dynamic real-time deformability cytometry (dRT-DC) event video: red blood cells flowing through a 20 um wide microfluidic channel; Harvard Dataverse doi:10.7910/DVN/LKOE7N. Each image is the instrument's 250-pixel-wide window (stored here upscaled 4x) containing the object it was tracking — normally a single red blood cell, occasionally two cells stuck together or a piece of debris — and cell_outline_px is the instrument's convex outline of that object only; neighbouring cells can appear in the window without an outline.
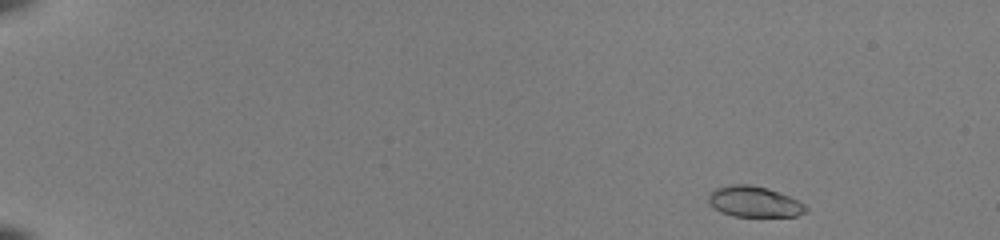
{"species": "common noctule bat (a hibernating species)", "species_latin": "Nyctalus noctula", "temperature_condition": "room temperature", "stored_images_in_passage": 47, "camera_frame_rate_fps": 3000, "um_per_image_px": 0.085, "animal": {"sex": "female", "body_mass_g": 22.0, "forearm_length_mm": 56.7}, "frame": {"image": 1, "passage_image": 1, "time_ms": 0.0, "image_size_px": [1000, 240], "cell_outline_px": [[808, 212], [796, 216], [732, 216], [720, 212], [708, 204], [708, 196], [716, 188], [732, 184], [752, 184], [768, 188], [788, 196], [804, 204], [808, 208]], "centroid_in_image_um": [64.1, 17.15], "position_along_channel_um": 20.9, "area_um2": 17.51}}
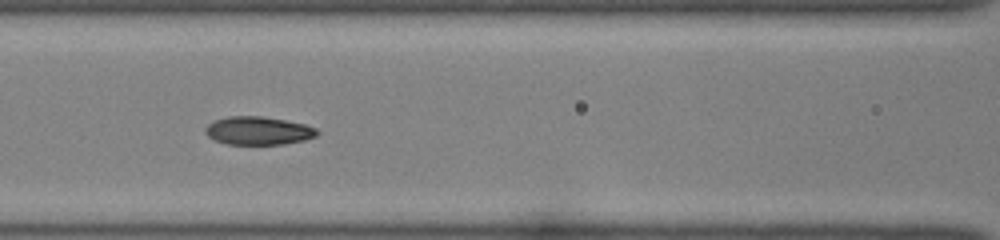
{"frame": {"image": 2, "passage_image": 21, "time_ms": 6.667, "image_size_px": [1000, 240], "cell_outline_px": [[320, 132], [316, 136], [304, 140], [284, 144], [228, 144], [216, 140], [208, 136], [204, 132], [204, 128], [208, 124], [216, 120], [228, 116], [264, 116], [304, 124], [316, 128]], "centroid_in_image_um": [21.96, 11.1], "position_along_channel_um": 144.6, "area_um2": 18.32}}
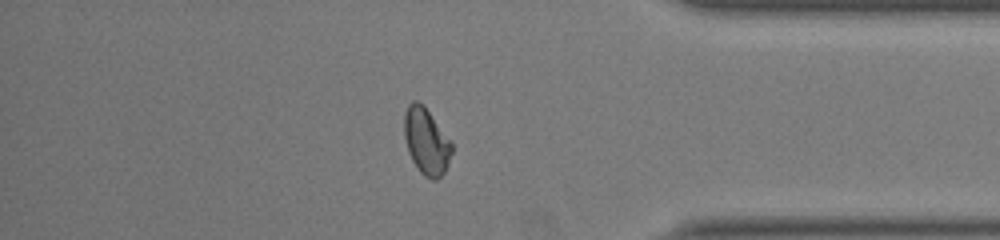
{"frame": {"image": 3, "passage_image": 41, "time_ms": 13.333, "image_size_px": [1000, 240], "cell_outline_px": [[452, 152], [448, 164], [444, 172], [436, 180], [432, 180], [424, 176], [420, 172], [412, 160], [408, 152], [404, 136], [404, 112], [408, 104], [412, 100], [416, 100], [424, 104], [452, 140]], "centroid_in_image_um": [36.24, 11.97], "position_along_channel_um": 399.0, "area_um2": 18.84}, "authors_computed_cell_mechanics": {"area_um2": 17.8024, "velocity_mm_per_s": 4.0169, "shape_relaxation_time_tau1_ms": 8.156, "shape_relaxation_time_tau2_ms": 1.4119, "deformation_change_tau1": 0.2252, "deformation_change_tau2": 0.0556}}